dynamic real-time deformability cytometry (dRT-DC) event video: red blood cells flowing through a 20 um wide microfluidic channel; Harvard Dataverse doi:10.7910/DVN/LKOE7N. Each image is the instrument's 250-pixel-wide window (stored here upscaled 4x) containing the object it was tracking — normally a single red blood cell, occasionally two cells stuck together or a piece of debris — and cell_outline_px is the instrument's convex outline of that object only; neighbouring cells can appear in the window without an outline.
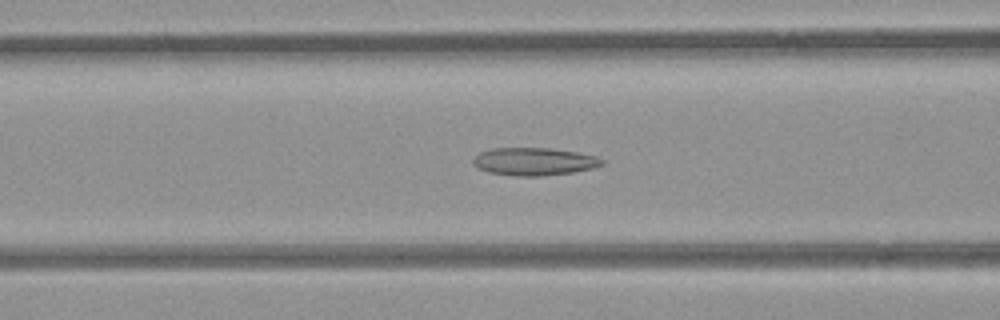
{"species": "common noctule bat (a hibernating species)", "species_latin": "Nyctalus noctula", "temperature_condition": "room temperature", "stored_images_in_passage": 53, "camera_frame_rate_fps": 3000, "um_per_image_px": 0.085, "animal": {"sex": "female", "body_mass_g": 21.9}, "frame": {"image": 1, "passage_image": 21, "time_ms": 6.667, "image_size_px": [1000, 320], "cell_outline_px": [[604, 164], [592, 168], [572, 172], [540, 176], [516, 176], [488, 172], [476, 168], [472, 164], [472, 160], [480, 152], [492, 148], [548, 148], [576, 152], [596, 156], [604, 160]], "centroid_in_image_um": [45.36, 13.73], "position_along_channel_um": 121.2, "area_um2": 20.81}}
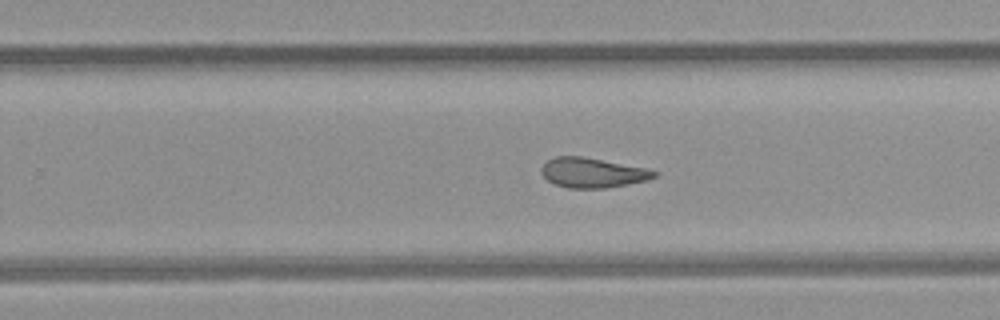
{"frame": {"image": 2, "passage_image": 33, "time_ms": 10.667, "image_size_px": [1000, 320], "cell_outline_px": [[660, 172], [656, 176], [648, 180], [628, 184], [604, 188], [568, 188], [556, 184], [548, 180], [540, 172], [540, 168], [548, 160], [556, 156], [584, 156], [644, 168]], "centroid_in_image_um": [50.36, 14.68], "position_along_channel_um": 279.4, "area_um2": 19.54}}
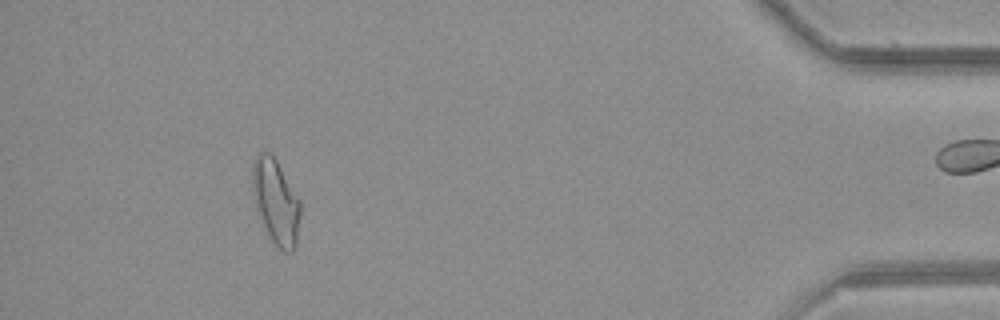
{"frame": {"image": 3, "passage_image": 48, "time_ms": 15.667, "image_size_px": [1000, 320], "cell_outline_px": [[300, 212], [296, 244], [292, 252], [284, 252], [272, 240], [264, 224], [252, 188], [252, 164], [256, 152], [264, 148], [276, 160], [300, 200]], "centroid_in_image_um": [23.45, 17.06], "position_along_channel_um": 411.8, "area_um2": 23.12}, "authors_computed_cell_mechanics": {"area_um2": 21.097, "velocity_mm_per_s": 3.9614, "shape_relaxation_time_tau1_ms": null, "shape_relaxation_time_tau2_ms": 2.4055, "deformation_change_tau1": null, "deformation_change_tau2": 0.101}}